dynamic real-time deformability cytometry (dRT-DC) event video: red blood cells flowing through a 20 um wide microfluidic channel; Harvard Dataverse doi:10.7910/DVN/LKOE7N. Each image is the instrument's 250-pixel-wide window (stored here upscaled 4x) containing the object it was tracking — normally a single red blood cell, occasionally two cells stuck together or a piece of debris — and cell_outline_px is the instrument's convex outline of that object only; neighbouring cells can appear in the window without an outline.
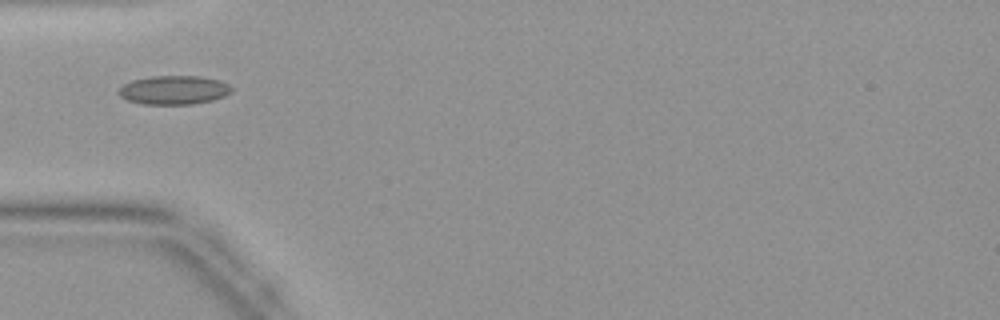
{"species": "common noctule bat (a hibernating species)", "species_latin": "Nyctalus noctula", "temperature_condition": "warm", "stored_images_in_passage": 31, "camera_frame_rate_fps": 3000, "um_per_image_px": 0.085, "animal": {"sex": "female", "body_mass_g": 19.9}, "frame": {"image": 1, "passage_image": 1, "time_ms": 0.0, "image_size_px": [1000, 320], "cell_outline_px": [[232, 92], [224, 96], [212, 100], [192, 104], [140, 104], [128, 100], [120, 96], [120, 88], [124, 84], [132, 80], [152, 76], [200, 76], [220, 80], [228, 84], [232, 88]], "centroid_in_image_um": [14.8, 7.65], "position_along_channel_um": 70.2, "area_um2": 18.9}}
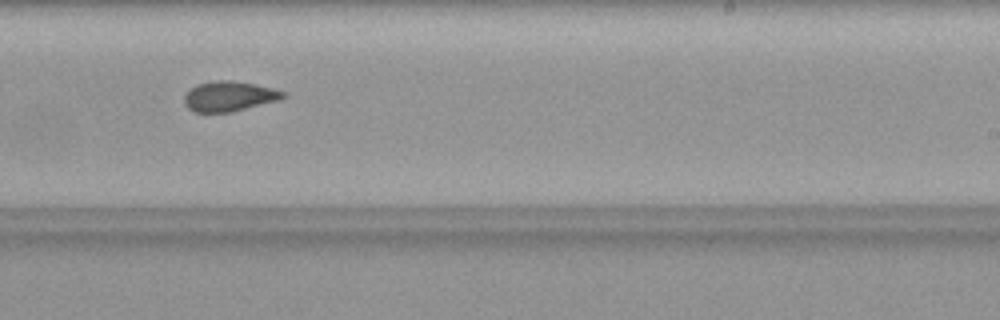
{"frame": {"image": 2, "passage_image": 14, "time_ms": 4.333, "image_size_px": [1000, 320], "cell_outline_px": [[288, 96], [280, 100], [232, 112], [196, 112], [188, 108], [184, 104], [184, 96], [196, 84], [216, 80], [232, 80], [256, 84], [272, 88], [284, 92]], "centroid_in_image_um": [19.5, 8.18], "position_along_channel_um": 269.5, "area_um2": 17.4}}
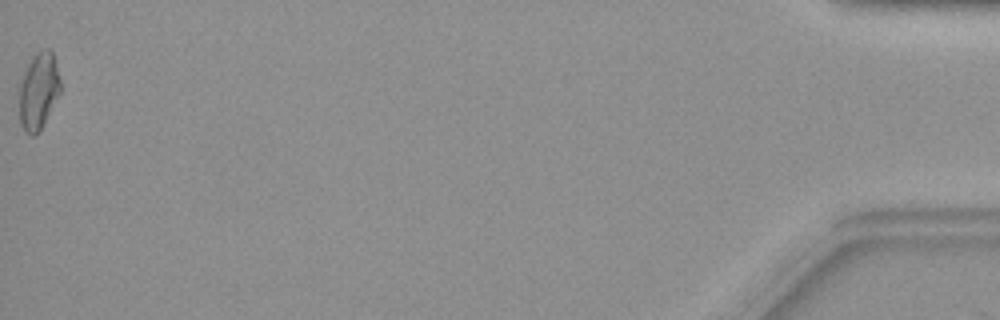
{"frame": {"image": 3, "passage_image": 31, "time_ms": 10.0, "image_size_px": [1000, 320], "cell_outline_px": [[60, 92], [40, 128], [32, 136], [24, 132], [20, 124], [16, 84], [28, 64], [36, 52], [44, 48], [52, 48], [60, 80]], "centroid_in_image_um": [3.2, 7.69], "position_along_channel_um": 432.0, "area_um2": 18.84}}